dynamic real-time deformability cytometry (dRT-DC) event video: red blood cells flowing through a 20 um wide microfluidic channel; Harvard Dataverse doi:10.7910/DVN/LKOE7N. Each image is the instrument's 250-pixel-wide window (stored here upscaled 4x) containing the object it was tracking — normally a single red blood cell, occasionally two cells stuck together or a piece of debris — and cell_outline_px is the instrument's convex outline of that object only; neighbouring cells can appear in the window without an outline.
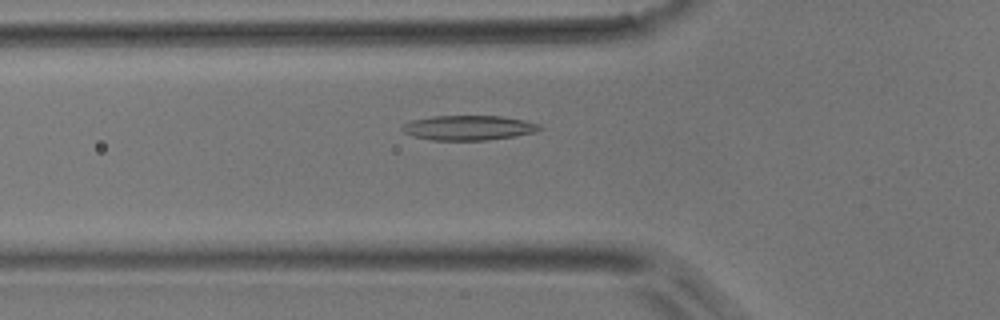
{"species": "common noctule bat (a hibernating species)", "species_latin": "Nyctalus noctula", "temperature_condition": "room temperature", "stored_images_in_passage": 39, "camera_frame_rate_fps": 3000, "um_per_image_px": 0.085, "animal": {"sex": "male", "body_mass_g": 17.9}, "frame": {"image": 1, "passage_image": 6, "time_ms": 1.667, "image_size_px": [1000, 320], "cell_outline_px": [[544, 128], [532, 132], [512, 136], [484, 140], [432, 140], [416, 136], [404, 132], [400, 128], [404, 124], [412, 120], [432, 116], [500, 116], [524, 120], [540, 124]], "centroid_in_image_um": [39.82, 10.85], "position_along_channel_um": 86.0, "area_um2": 19.54}}
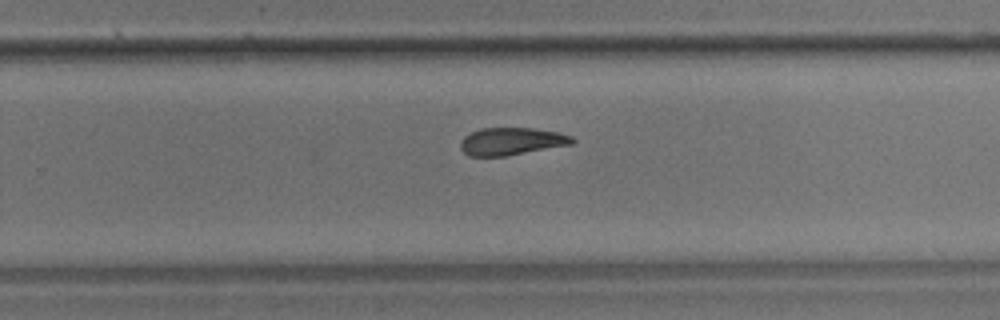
{"frame": {"image": 2, "passage_image": 21, "time_ms": 6.667, "image_size_px": [1000, 320], "cell_outline_px": [[576, 140], [572, 144], [504, 156], [468, 156], [460, 148], [460, 140], [464, 136], [480, 128], [532, 128], [556, 132], [572, 136]], "centroid_in_image_um": [43.44, 12.01], "position_along_channel_um": 286.4, "area_um2": 17.8}}
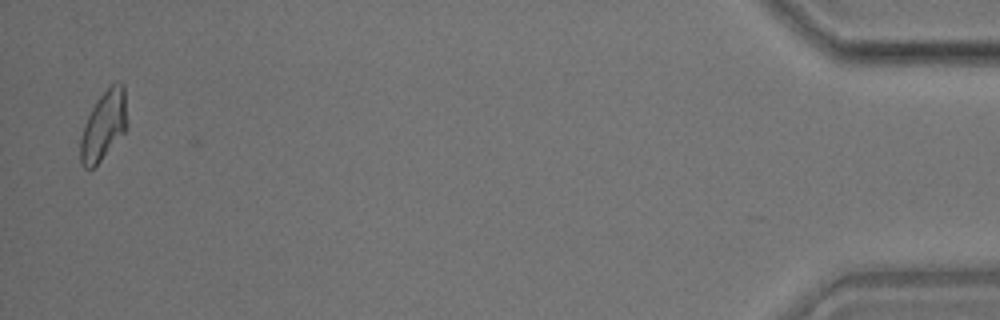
{"frame": {"image": 3, "passage_image": 38, "time_ms": 12.333, "image_size_px": [1000, 320], "cell_outline_px": [[128, 124], [124, 132], [100, 160], [92, 168], [84, 168], [80, 160], [80, 140], [84, 124], [92, 108], [100, 96], [112, 84], [124, 84], [128, 120]], "centroid_in_image_um": [8.82, 10.66], "position_along_channel_um": 426.4, "area_um2": 18.5}}